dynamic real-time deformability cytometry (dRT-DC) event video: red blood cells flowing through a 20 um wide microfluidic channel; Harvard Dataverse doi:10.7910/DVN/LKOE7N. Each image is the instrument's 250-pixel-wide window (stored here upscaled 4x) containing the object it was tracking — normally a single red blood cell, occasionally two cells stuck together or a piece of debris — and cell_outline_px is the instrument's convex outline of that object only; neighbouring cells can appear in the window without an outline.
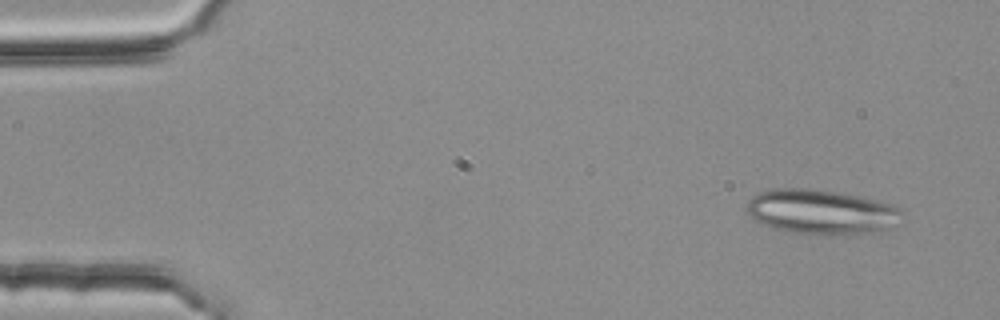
{"species": "common noctule bat (a hibernating species)", "species_latin": "Nyctalus noctula", "temperature_condition": "room temperature", "stored_images_in_passage": 50, "camera_frame_rate_fps": 3000, "um_per_image_px": 0.085, "animal": {"sex": "female", "body_mass_g": 25.1}, "frame": {"image": 1, "passage_image": 1, "time_ms": 0.0, "image_size_px": [1000, 320], "cell_outline_px": [[904, 212], [892, 228], [876, 232], [788, 232], [772, 228], [760, 224], [748, 216], [748, 200], [752, 196], [760, 192], [772, 188], [808, 188], [856, 196], [876, 200], [900, 208]], "centroid_in_image_um": [69.74, 17.98], "position_along_channel_um": 15.3, "area_um2": 39.48}}
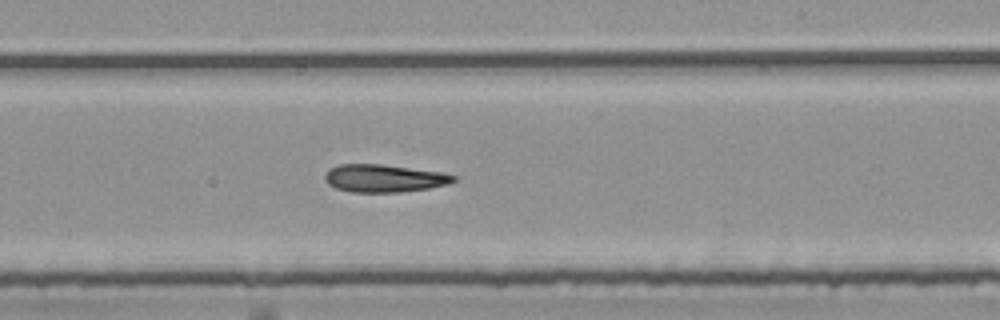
{"frame": {"image": 2, "passage_image": 29, "time_ms": 9.333, "image_size_px": [1000, 320], "cell_outline_px": [[456, 180], [448, 184], [428, 188], [400, 192], [352, 192], [336, 188], [328, 184], [324, 180], [324, 176], [328, 168], [340, 164], [380, 164], [444, 172], [456, 176]], "centroid_in_image_um": [32.63, 15.15], "position_along_channel_um": 256.4, "area_um2": 20.87}}
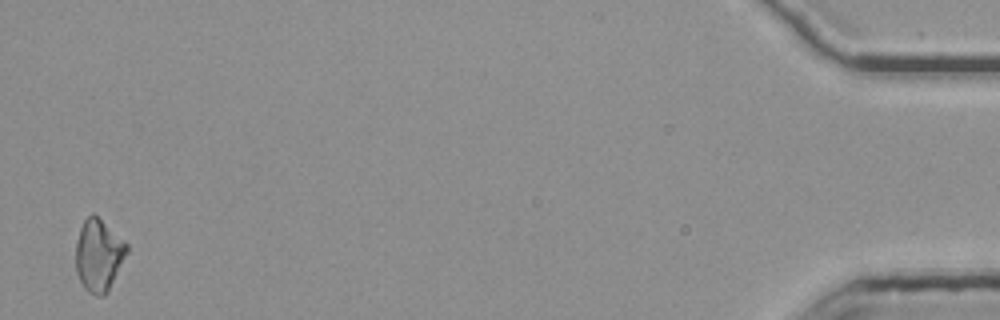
{"frame": {"image": 3, "passage_image": 50, "time_ms": 16.333, "image_size_px": [1000, 320], "cell_outline_px": [[128, 252], [108, 292], [104, 296], [96, 296], [88, 292], [84, 288], [76, 272], [76, 240], [80, 228], [84, 220], [92, 212], [124, 240], [128, 244]], "centroid_in_image_um": [8.39, 21.71], "position_along_channel_um": 426.8, "area_um2": 21.5}}